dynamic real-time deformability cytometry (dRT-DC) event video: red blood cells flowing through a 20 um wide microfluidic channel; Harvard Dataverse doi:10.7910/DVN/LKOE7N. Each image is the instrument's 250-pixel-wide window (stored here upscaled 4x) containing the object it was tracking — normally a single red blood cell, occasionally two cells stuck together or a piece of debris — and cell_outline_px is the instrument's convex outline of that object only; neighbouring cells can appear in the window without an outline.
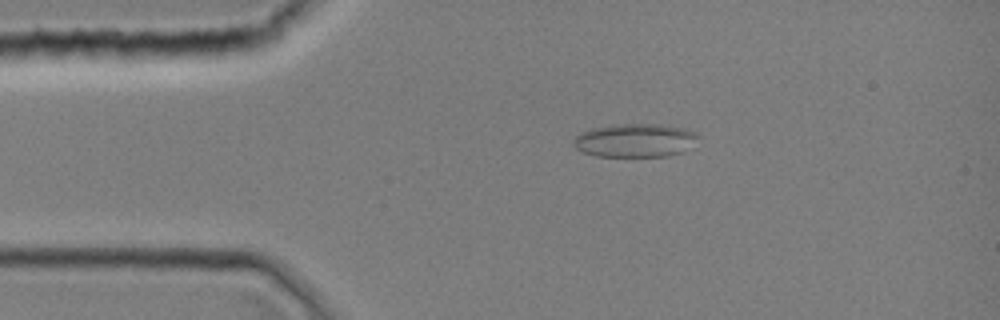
{"species": "common noctule bat (a hibernating species)", "species_latin": "Nyctalus noctula", "temperature_condition": "room temperature", "stored_images_in_passage": 8, "camera_frame_rate_fps": 3000, "um_per_image_px": 0.085, "animal": {"sex": "female", "body_mass_g": 19.0, "forearm_length_mm": 51.5}, "frame": {"image": 1, "passage_image": 5, "time_ms": 1.333, "image_size_px": [1000, 320], "cell_outline_px": [[700, 136], [680, 152], [668, 156], [596, 156], [584, 152], [576, 148], [572, 144], [572, 140], [580, 132], [592, 128], [612, 124], [660, 124], [684, 128], [696, 132]], "centroid_in_image_um": [53.92, 11.91], "position_along_channel_um": 31.1, "area_um2": 24.22}}